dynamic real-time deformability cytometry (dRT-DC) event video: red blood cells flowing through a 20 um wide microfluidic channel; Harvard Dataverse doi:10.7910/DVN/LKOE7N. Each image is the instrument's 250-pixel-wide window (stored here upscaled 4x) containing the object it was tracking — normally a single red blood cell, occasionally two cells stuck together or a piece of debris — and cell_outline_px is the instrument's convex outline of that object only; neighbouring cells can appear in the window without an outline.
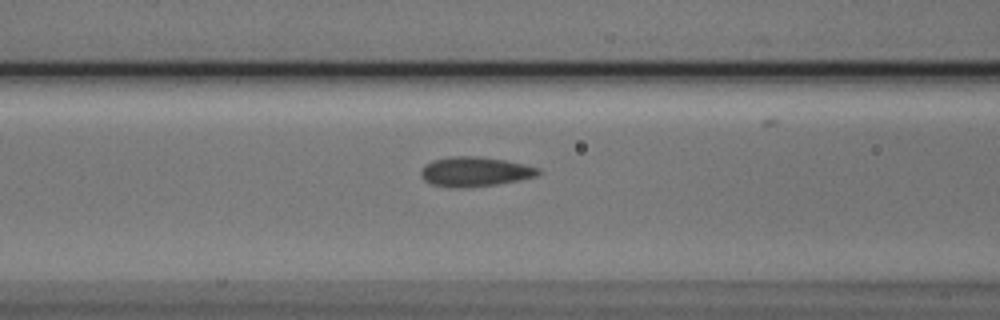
{"species": "Egyptian fruit bat (a non-hibernating species)", "species_latin": "Rousettus aegyptiacus", "temperature_condition": "cold", "stored_images_in_passage": 29, "camera_frame_rate_fps": 3000, "um_per_image_px": 0.085, "animal": {"sex": "male"}, "frame": {"image": 1, "passage_image": 7, "time_ms": 2.0, "image_size_px": [1000, 320], "cell_outline_px": [[540, 172], [536, 176], [520, 180], [496, 184], [468, 188], [448, 188], [432, 184], [424, 180], [420, 176], [420, 172], [424, 164], [432, 160], [452, 156], [480, 156], [504, 160], [524, 164], [540, 168]], "centroid_in_image_um": [40.33, 14.6], "position_along_channel_um": 126.3, "area_um2": 20.52}}
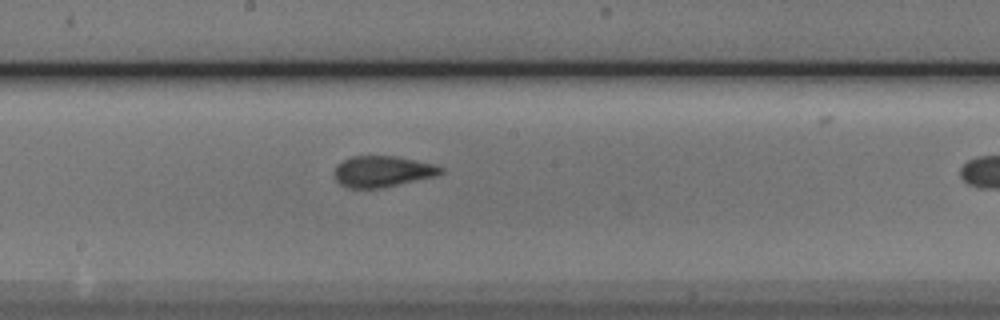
{"frame": {"image": 2, "passage_image": 14, "time_ms": 4.333, "image_size_px": [1000, 320], "cell_outline_px": [[444, 172], [436, 176], [380, 188], [348, 188], [340, 184], [336, 180], [332, 172], [336, 164], [352, 156], [396, 156], [432, 164], [444, 168]], "centroid_in_image_um": [32.46, 14.57], "position_along_channel_um": 215.7, "area_um2": 19.31}}
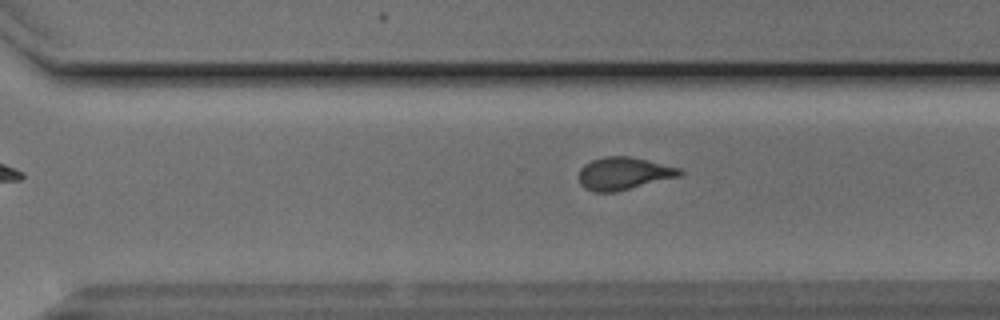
{"frame": {"image": 3, "passage_image": 22, "time_ms": 7.0, "image_size_px": [1000, 320], "cell_outline_px": [[684, 172], [680, 176], [616, 192], [592, 192], [584, 188], [580, 184], [580, 168], [584, 164], [592, 160], [604, 156], [628, 156], [680, 168]], "centroid_in_image_um": [52.99, 14.75], "position_along_channel_um": 317.6, "area_um2": 19.07}}